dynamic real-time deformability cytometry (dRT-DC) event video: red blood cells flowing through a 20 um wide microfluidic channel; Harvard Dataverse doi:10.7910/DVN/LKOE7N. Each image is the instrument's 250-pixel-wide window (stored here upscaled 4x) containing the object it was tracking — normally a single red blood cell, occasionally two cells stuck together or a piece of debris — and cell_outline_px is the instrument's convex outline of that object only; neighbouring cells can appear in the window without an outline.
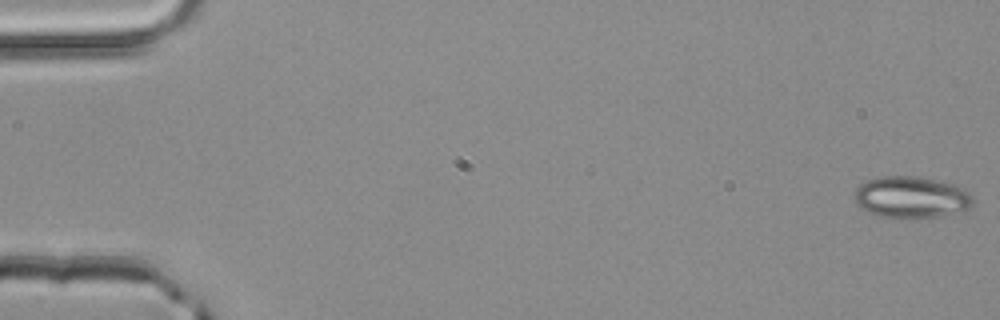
{"species": "common noctule bat (a hibernating species)", "species_latin": "Nyctalus noctula", "temperature_condition": "room temperature", "stored_images_in_passage": 4, "camera_frame_rate_fps": 3000, "um_per_image_px": 0.085, "animal": {"sex": "male", "body_mass_g": 20.4}, "frame": {"image": 1, "passage_image": 1, "time_ms": 0.0, "image_size_px": [1000, 320], "cell_outline_px": [[972, 204], [968, 208], [936, 216], [876, 216], [860, 208], [856, 204], [856, 188], [860, 184], [868, 180], [880, 176], [916, 176], [956, 184], [964, 188], [972, 196]], "centroid_in_image_um": [77.43, 16.72], "position_along_channel_um": 7.6, "area_um2": 28.09}}